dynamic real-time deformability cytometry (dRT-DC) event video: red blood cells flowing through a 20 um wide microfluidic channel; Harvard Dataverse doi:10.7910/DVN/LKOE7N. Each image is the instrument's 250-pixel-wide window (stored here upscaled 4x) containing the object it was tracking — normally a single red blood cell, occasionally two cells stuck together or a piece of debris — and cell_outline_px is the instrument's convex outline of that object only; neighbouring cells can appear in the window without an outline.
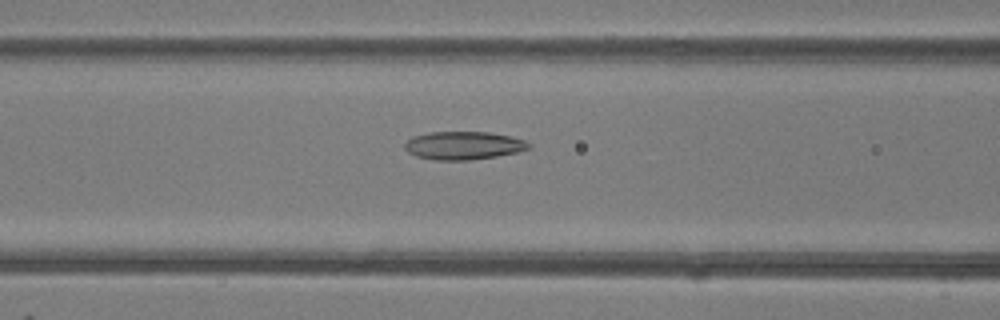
{"species": "common noctule bat (a hibernating species)", "species_latin": "Nyctalus noctula", "temperature_condition": "room temperature", "stored_images_in_passage": 48, "camera_frame_rate_fps": 3000, "um_per_image_px": 0.085, "animal": {"sex": "female"}, "frame": {"image": 1, "passage_image": 20, "time_ms": 6.333, "image_size_px": [1000, 320], "cell_outline_px": [[532, 148], [516, 152], [496, 156], [468, 160], [436, 160], [416, 156], [408, 152], [404, 148], [404, 144], [412, 136], [428, 132], [488, 132], [512, 136], [524, 140], [532, 144]], "centroid_in_image_um": [39.4, 12.36], "position_along_channel_um": 127.2, "area_um2": 20.4}}
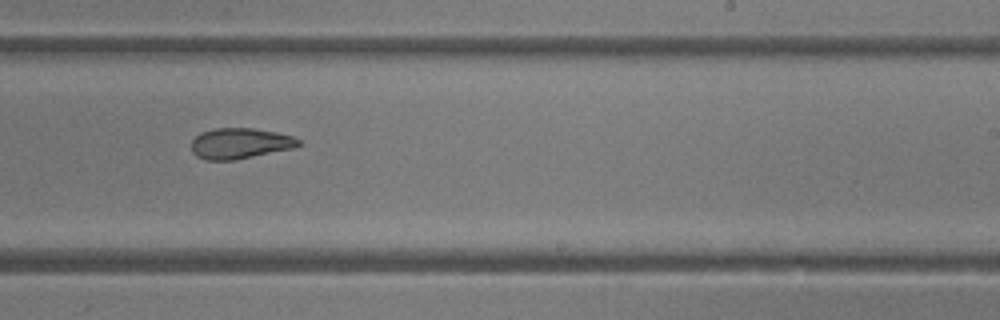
{"frame": {"image": 2, "passage_image": 30, "time_ms": 9.667, "image_size_px": [1000, 320], "cell_outline_px": [[300, 144], [292, 148], [236, 160], [204, 160], [196, 156], [192, 152], [192, 140], [200, 132], [212, 128], [252, 128], [276, 132], [292, 136], [300, 140]], "centroid_in_image_um": [20.35, 12.19], "position_along_channel_um": 268.6, "area_um2": 19.19}}
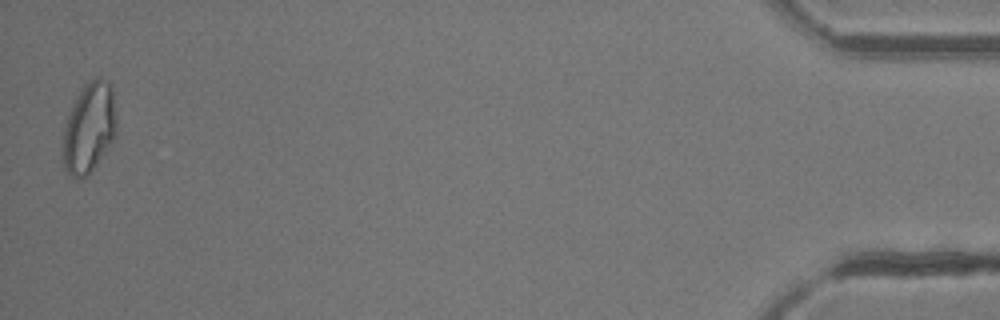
{"frame": {"image": 3, "passage_image": 48, "time_ms": 15.667, "image_size_px": [1000, 320], "cell_outline_px": [[116, 136], [96, 164], [80, 180], [76, 180], [64, 168], [64, 128], [68, 116], [84, 84], [96, 76], [104, 80], [112, 88], [116, 116]], "centroid_in_image_um": [7.6, 10.86], "position_along_channel_um": 427.6, "area_um2": 27.51}, "authors_computed_cell_mechanics": {"area_um2": 22.4264, "velocity_mm_per_s": 4.2497, "shape_relaxation_time_tau1_ms": 8.434, "shape_relaxation_time_tau2_ms": 2.6845, "deformation_change_tau1": 0.1957, "deformation_change_tau2": 0.1027}}